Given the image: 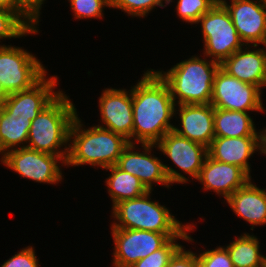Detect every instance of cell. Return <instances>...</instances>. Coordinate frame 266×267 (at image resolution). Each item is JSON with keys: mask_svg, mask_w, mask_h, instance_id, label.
<instances>
[{"mask_svg": "<svg viewBox=\"0 0 266 267\" xmlns=\"http://www.w3.org/2000/svg\"><path fill=\"white\" fill-rule=\"evenodd\" d=\"M133 106V143L157 144L174 129L175 102L168 84L154 69L143 73L131 87Z\"/></svg>", "mask_w": 266, "mask_h": 267, "instance_id": "6da1fadb", "label": "cell"}, {"mask_svg": "<svg viewBox=\"0 0 266 267\" xmlns=\"http://www.w3.org/2000/svg\"><path fill=\"white\" fill-rule=\"evenodd\" d=\"M81 121L77 113L69 130L66 168L89 164L106 169L116 165L129 140L97 125L85 129Z\"/></svg>", "mask_w": 266, "mask_h": 267, "instance_id": "7a4b0ae2", "label": "cell"}, {"mask_svg": "<svg viewBox=\"0 0 266 267\" xmlns=\"http://www.w3.org/2000/svg\"><path fill=\"white\" fill-rule=\"evenodd\" d=\"M76 115L77 109L75 104L61 90L41 110L39 115L31 121L26 147L39 152L60 156L66 162L69 130Z\"/></svg>", "mask_w": 266, "mask_h": 267, "instance_id": "3957f363", "label": "cell"}, {"mask_svg": "<svg viewBox=\"0 0 266 267\" xmlns=\"http://www.w3.org/2000/svg\"><path fill=\"white\" fill-rule=\"evenodd\" d=\"M219 67L220 63L205 55L204 59L195 55L166 72H156L168 84L175 105L210 104L214 76Z\"/></svg>", "mask_w": 266, "mask_h": 267, "instance_id": "277c9868", "label": "cell"}, {"mask_svg": "<svg viewBox=\"0 0 266 267\" xmlns=\"http://www.w3.org/2000/svg\"><path fill=\"white\" fill-rule=\"evenodd\" d=\"M151 193L152 191H147L140 197L126 199L115 204L111 212V216L114 218L111 228L147 230L158 233H190L194 231L196 227L194 223L182 224L170 213L168 208L157 201H152Z\"/></svg>", "mask_w": 266, "mask_h": 267, "instance_id": "5b68a950", "label": "cell"}, {"mask_svg": "<svg viewBox=\"0 0 266 267\" xmlns=\"http://www.w3.org/2000/svg\"><path fill=\"white\" fill-rule=\"evenodd\" d=\"M204 42L203 55L222 63L245 44L239 37L231 16L225 6L217 1L215 5L198 20Z\"/></svg>", "mask_w": 266, "mask_h": 267, "instance_id": "8992f818", "label": "cell"}, {"mask_svg": "<svg viewBox=\"0 0 266 267\" xmlns=\"http://www.w3.org/2000/svg\"><path fill=\"white\" fill-rule=\"evenodd\" d=\"M46 74L45 66L29 51L0 45V85L8 95L32 88Z\"/></svg>", "mask_w": 266, "mask_h": 267, "instance_id": "52a82bcc", "label": "cell"}, {"mask_svg": "<svg viewBox=\"0 0 266 267\" xmlns=\"http://www.w3.org/2000/svg\"><path fill=\"white\" fill-rule=\"evenodd\" d=\"M156 147L162 154L170 158L178 169L182 170L180 173L169 165L163 164L171 185L174 183L184 184L190 181L182 172L188 174L192 179H197L208 155L206 146L182 137L173 130L163 136Z\"/></svg>", "mask_w": 266, "mask_h": 267, "instance_id": "ba28073f", "label": "cell"}, {"mask_svg": "<svg viewBox=\"0 0 266 267\" xmlns=\"http://www.w3.org/2000/svg\"><path fill=\"white\" fill-rule=\"evenodd\" d=\"M111 231L114 242L113 267H130L161 248L170 238L189 235L120 228H111Z\"/></svg>", "mask_w": 266, "mask_h": 267, "instance_id": "9c48e42d", "label": "cell"}, {"mask_svg": "<svg viewBox=\"0 0 266 267\" xmlns=\"http://www.w3.org/2000/svg\"><path fill=\"white\" fill-rule=\"evenodd\" d=\"M210 104L230 111L265 112L262 90L229 75L221 67L216 71Z\"/></svg>", "mask_w": 266, "mask_h": 267, "instance_id": "30bf717a", "label": "cell"}, {"mask_svg": "<svg viewBox=\"0 0 266 267\" xmlns=\"http://www.w3.org/2000/svg\"><path fill=\"white\" fill-rule=\"evenodd\" d=\"M1 163L21 178L56 185L63 179L61 166L66 162L60 156L23 147L8 151L2 156Z\"/></svg>", "mask_w": 266, "mask_h": 267, "instance_id": "8fae6325", "label": "cell"}, {"mask_svg": "<svg viewBox=\"0 0 266 267\" xmlns=\"http://www.w3.org/2000/svg\"><path fill=\"white\" fill-rule=\"evenodd\" d=\"M100 126L124 136L133 143V106L131 89L105 88L99 97Z\"/></svg>", "mask_w": 266, "mask_h": 267, "instance_id": "7c38bea8", "label": "cell"}, {"mask_svg": "<svg viewBox=\"0 0 266 267\" xmlns=\"http://www.w3.org/2000/svg\"><path fill=\"white\" fill-rule=\"evenodd\" d=\"M135 147V143H129L118 158L116 166L138 177L148 191H153V185L156 183L170 188L171 184L167 179L164 163L151 153L153 148H156V144H141L142 152L139 150L141 148ZM136 149L139 152L135 151Z\"/></svg>", "mask_w": 266, "mask_h": 267, "instance_id": "4fadbf2b", "label": "cell"}, {"mask_svg": "<svg viewBox=\"0 0 266 267\" xmlns=\"http://www.w3.org/2000/svg\"><path fill=\"white\" fill-rule=\"evenodd\" d=\"M228 10L245 45H261L266 38V3L260 0H219Z\"/></svg>", "mask_w": 266, "mask_h": 267, "instance_id": "5bb4252c", "label": "cell"}, {"mask_svg": "<svg viewBox=\"0 0 266 267\" xmlns=\"http://www.w3.org/2000/svg\"><path fill=\"white\" fill-rule=\"evenodd\" d=\"M57 84V76L47 78L45 75L32 88L9 94L2 108L11 117L32 121L60 93L59 89L55 91Z\"/></svg>", "mask_w": 266, "mask_h": 267, "instance_id": "9a60e30c", "label": "cell"}, {"mask_svg": "<svg viewBox=\"0 0 266 267\" xmlns=\"http://www.w3.org/2000/svg\"><path fill=\"white\" fill-rule=\"evenodd\" d=\"M250 179L252 177L239 166L216 161L207 155L196 180L203 185V190H213L227 200Z\"/></svg>", "mask_w": 266, "mask_h": 267, "instance_id": "2e32d148", "label": "cell"}, {"mask_svg": "<svg viewBox=\"0 0 266 267\" xmlns=\"http://www.w3.org/2000/svg\"><path fill=\"white\" fill-rule=\"evenodd\" d=\"M214 112L215 108L211 104L176 105L175 114L179 115L181 126L178 128L175 125L173 131L208 148L215 137Z\"/></svg>", "mask_w": 266, "mask_h": 267, "instance_id": "e0dca14e", "label": "cell"}, {"mask_svg": "<svg viewBox=\"0 0 266 267\" xmlns=\"http://www.w3.org/2000/svg\"><path fill=\"white\" fill-rule=\"evenodd\" d=\"M256 47L251 46V49L250 45H245L226 58L220 67L229 75L261 90L266 87V55L263 47Z\"/></svg>", "mask_w": 266, "mask_h": 267, "instance_id": "ac0fdd59", "label": "cell"}, {"mask_svg": "<svg viewBox=\"0 0 266 267\" xmlns=\"http://www.w3.org/2000/svg\"><path fill=\"white\" fill-rule=\"evenodd\" d=\"M256 151L257 136L214 137L208 147V155L211 158L222 163L239 166L250 177L249 158Z\"/></svg>", "mask_w": 266, "mask_h": 267, "instance_id": "d6986e66", "label": "cell"}, {"mask_svg": "<svg viewBox=\"0 0 266 267\" xmlns=\"http://www.w3.org/2000/svg\"><path fill=\"white\" fill-rule=\"evenodd\" d=\"M235 215L254 226L266 225V189L257 187L250 179L227 200Z\"/></svg>", "mask_w": 266, "mask_h": 267, "instance_id": "ffe728a7", "label": "cell"}, {"mask_svg": "<svg viewBox=\"0 0 266 267\" xmlns=\"http://www.w3.org/2000/svg\"><path fill=\"white\" fill-rule=\"evenodd\" d=\"M248 113L250 112L230 111L215 108V137L257 136L255 123Z\"/></svg>", "mask_w": 266, "mask_h": 267, "instance_id": "44dd1931", "label": "cell"}, {"mask_svg": "<svg viewBox=\"0 0 266 267\" xmlns=\"http://www.w3.org/2000/svg\"><path fill=\"white\" fill-rule=\"evenodd\" d=\"M104 170L111 171L105 183L112 200V207L120 201L140 197L148 191L138 177L121 170L116 165Z\"/></svg>", "mask_w": 266, "mask_h": 267, "instance_id": "7402d4cb", "label": "cell"}, {"mask_svg": "<svg viewBox=\"0 0 266 267\" xmlns=\"http://www.w3.org/2000/svg\"><path fill=\"white\" fill-rule=\"evenodd\" d=\"M225 245L234 267L266 266V256L260 251V242L254 234L243 233Z\"/></svg>", "mask_w": 266, "mask_h": 267, "instance_id": "603a6c76", "label": "cell"}, {"mask_svg": "<svg viewBox=\"0 0 266 267\" xmlns=\"http://www.w3.org/2000/svg\"><path fill=\"white\" fill-rule=\"evenodd\" d=\"M31 121L27 118L11 117L0 108V154L26 147ZM22 144V146H21Z\"/></svg>", "mask_w": 266, "mask_h": 267, "instance_id": "cb8c5ba5", "label": "cell"}, {"mask_svg": "<svg viewBox=\"0 0 266 267\" xmlns=\"http://www.w3.org/2000/svg\"><path fill=\"white\" fill-rule=\"evenodd\" d=\"M37 28L31 27L16 11L0 8V40L36 35Z\"/></svg>", "mask_w": 266, "mask_h": 267, "instance_id": "d4e9b609", "label": "cell"}, {"mask_svg": "<svg viewBox=\"0 0 266 267\" xmlns=\"http://www.w3.org/2000/svg\"><path fill=\"white\" fill-rule=\"evenodd\" d=\"M188 237H175L170 238L161 248L152 252L150 255L135 262L130 267H167L169 260L175 252L182 246L177 243V240H185V242H194L193 238Z\"/></svg>", "mask_w": 266, "mask_h": 267, "instance_id": "484cf974", "label": "cell"}, {"mask_svg": "<svg viewBox=\"0 0 266 267\" xmlns=\"http://www.w3.org/2000/svg\"><path fill=\"white\" fill-rule=\"evenodd\" d=\"M219 0H177L176 14L183 22L197 24L199 18L208 12ZM174 2L168 0V4Z\"/></svg>", "mask_w": 266, "mask_h": 267, "instance_id": "4316f807", "label": "cell"}, {"mask_svg": "<svg viewBox=\"0 0 266 267\" xmlns=\"http://www.w3.org/2000/svg\"><path fill=\"white\" fill-rule=\"evenodd\" d=\"M168 0H111V8L120 9L128 16L145 18L156 7L165 8Z\"/></svg>", "mask_w": 266, "mask_h": 267, "instance_id": "83f0119b", "label": "cell"}, {"mask_svg": "<svg viewBox=\"0 0 266 267\" xmlns=\"http://www.w3.org/2000/svg\"><path fill=\"white\" fill-rule=\"evenodd\" d=\"M70 9L76 19H101L106 7H111V0H69Z\"/></svg>", "mask_w": 266, "mask_h": 267, "instance_id": "f1b7e54d", "label": "cell"}, {"mask_svg": "<svg viewBox=\"0 0 266 267\" xmlns=\"http://www.w3.org/2000/svg\"><path fill=\"white\" fill-rule=\"evenodd\" d=\"M198 267H234L226 247L218 246L197 254Z\"/></svg>", "mask_w": 266, "mask_h": 267, "instance_id": "f546056e", "label": "cell"}, {"mask_svg": "<svg viewBox=\"0 0 266 267\" xmlns=\"http://www.w3.org/2000/svg\"><path fill=\"white\" fill-rule=\"evenodd\" d=\"M46 0H16V12L31 26H39L42 4Z\"/></svg>", "mask_w": 266, "mask_h": 267, "instance_id": "4dcf8cb0", "label": "cell"}, {"mask_svg": "<svg viewBox=\"0 0 266 267\" xmlns=\"http://www.w3.org/2000/svg\"><path fill=\"white\" fill-rule=\"evenodd\" d=\"M0 267H40L39 260L35 254L33 246H26L20 249L15 255H13Z\"/></svg>", "mask_w": 266, "mask_h": 267, "instance_id": "1f68e13d", "label": "cell"}, {"mask_svg": "<svg viewBox=\"0 0 266 267\" xmlns=\"http://www.w3.org/2000/svg\"><path fill=\"white\" fill-rule=\"evenodd\" d=\"M167 267H198L196 253L186 250L182 245L171 257Z\"/></svg>", "mask_w": 266, "mask_h": 267, "instance_id": "d6a6232c", "label": "cell"}, {"mask_svg": "<svg viewBox=\"0 0 266 267\" xmlns=\"http://www.w3.org/2000/svg\"><path fill=\"white\" fill-rule=\"evenodd\" d=\"M257 151L261 154L266 155V128L262 131L257 132Z\"/></svg>", "mask_w": 266, "mask_h": 267, "instance_id": "836d02e7", "label": "cell"}, {"mask_svg": "<svg viewBox=\"0 0 266 267\" xmlns=\"http://www.w3.org/2000/svg\"><path fill=\"white\" fill-rule=\"evenodd\" d=\"M0 8L16 11V0H0Z\"/></svg>", "mask_w": 266, "mask_h": 267, "instance_id": "e575fe53", "label": "cell"}, {"mask_svg": "<svg viewBox=\"0 0 266 267\" xmlns=\"http://www.w3.org/2000/svg\"><path fill=\"white\" fill-rule=\"evenodd\" d=\"M8 94L5 92V90L0 85V108L4 105V102L7 99Z\"/></svg>", "mask_w": 266, "mask_h": 267, "instance_id": "d590c367", "label": "cell"}, {"mask_svg": "<svg viewBox=\"0 0 266 267\" xmlns=\"http://www.w3.org/2000/svg\"><path fill=\"white\" fill-rule=\"evenodd\" d=\"M262 46H263V49H264V52H265V55H266V38H265L264 42L262 43Z\"/></svg>", "mask_w": 266, "mask_h": 267, "instance_id": "8d00e7d4", "label": "cell"}]
</instances>
